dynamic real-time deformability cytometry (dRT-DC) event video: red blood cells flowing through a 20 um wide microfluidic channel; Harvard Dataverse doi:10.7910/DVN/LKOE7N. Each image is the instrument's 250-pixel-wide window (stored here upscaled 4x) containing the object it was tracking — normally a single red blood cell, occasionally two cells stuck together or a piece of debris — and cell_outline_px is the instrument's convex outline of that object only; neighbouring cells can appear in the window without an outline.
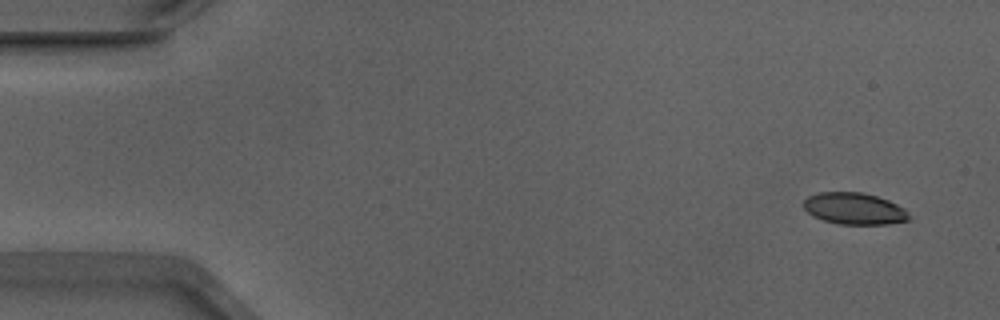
{"species": "Egyptian fruit bat (a non-hibernating species)", "species_latin": "Rousettus aegyptiacus", "temperature_condition": "warm", "stored_images_in_passage": 52, "segment_of_instrument_passage": [1, 2], "camera_frame_rate_fps": 3000, "um_per_image_px": 0.085, "animal": {"sex": "male"}, "frame": {"image": 1, "passage_image": 1, "time_ms": 0.0, "image_size_px": [1000, 320], "cell_outline_px": [[912, 216], [908, 220], [888, 224], [836, 224], [812, 216], [804, 208], [804, 200], [808, 196], [820, 192], [860, 192], [876, 196], [888, 200], [904, 208]], "centroid_in_image_um": [72.62, 17.74], "position_along_channel_um": 12.4, "area_um2": 19.48}}
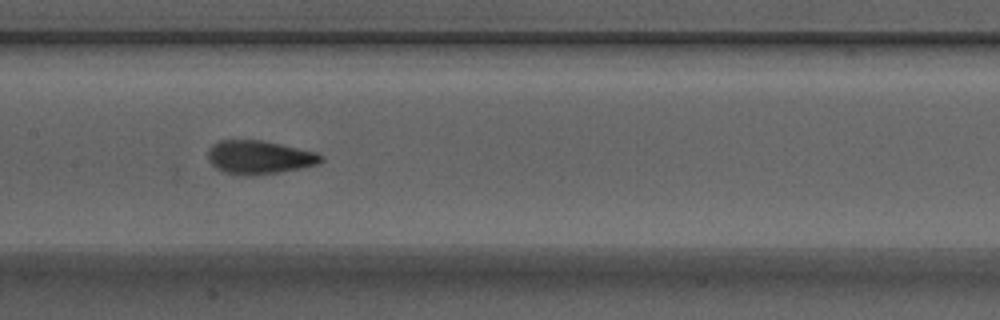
{"frame": {"image": 2, "passage_image": 24, "time_ms": 7.667, "image_size_px": [1000, 320], "cell_outline_px": [[324, 160], [320, 164], [280, 172], [252, 176], [244, 176], [224, 172], [216, 168], [208, 160], [208, 148], [212, 144], [220, 140], [260, 140], [280, 144], [316, 152], [324, 156]], "centroid_in_image_um": [22.04, 13.38], "position_along_channel_um": 185.4, "area_um2": 22.25}}
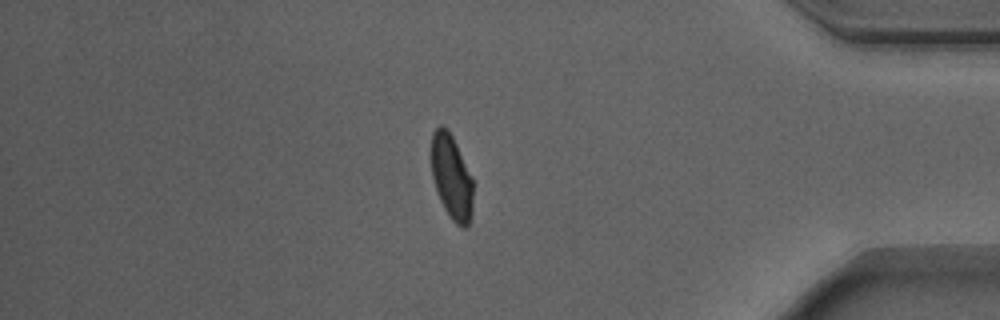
{"frame": {"image": 3, "passage_image": 43, "time_ms": 14.0, "image_size_px": [1000, 320], "cell_outline_px": [[472, 220], [464, 228], [456, 224], [452, 220], [444, 208], [440, 200], [432, 176], [428, 156], [432, 132], [440, 124], [448, 128], [472, 176]], "centroid_in_image_um": [38.34, 15.0], "position_along_channel_um": 396.9, "area_um2": 21.15}}